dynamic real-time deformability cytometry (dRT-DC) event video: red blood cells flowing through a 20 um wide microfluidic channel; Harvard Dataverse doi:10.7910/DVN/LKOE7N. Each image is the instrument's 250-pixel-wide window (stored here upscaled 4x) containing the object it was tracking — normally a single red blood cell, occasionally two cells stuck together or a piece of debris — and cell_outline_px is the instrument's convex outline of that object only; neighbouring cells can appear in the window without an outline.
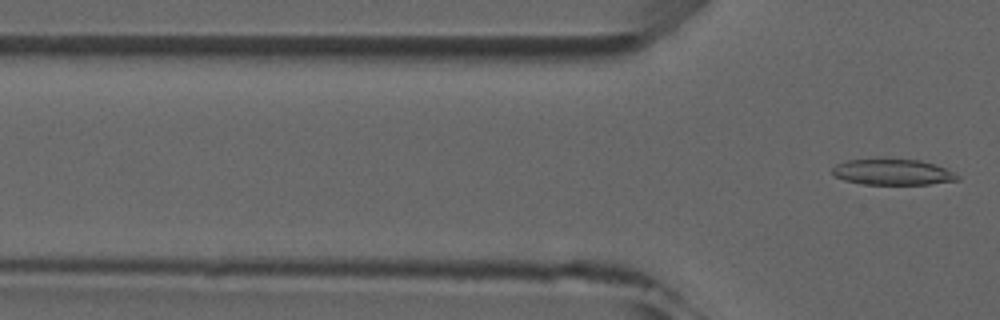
{"species": "common noctule bat (a hibernating species)", "species_latin": "Nyctalus noctula", "temperature_condition": "room temperature", "stored_images_in_passage": 3, "camera_frame_rate_fps": 3000, "um_per_image_px": 0.085, "animal": {"sex": "male", "forearm_length_mm": 52.5}, "frame": {"image": 1, "passage_image": 3, "time_ms": 2.333, "image_size_px": [1000, 320], "cell_outline_px": [[960, 180], [928, 184], [864, 184], [844, 180], [836, 176], [832, 172], [832, 168], [836, 164], [848, 160], [920, 160], [944, 168], [960, 176]], "centroid_in_image_um": [75.88, 14.64], "position_along_channel_um": 49.9, "area_um2": 18.38}}